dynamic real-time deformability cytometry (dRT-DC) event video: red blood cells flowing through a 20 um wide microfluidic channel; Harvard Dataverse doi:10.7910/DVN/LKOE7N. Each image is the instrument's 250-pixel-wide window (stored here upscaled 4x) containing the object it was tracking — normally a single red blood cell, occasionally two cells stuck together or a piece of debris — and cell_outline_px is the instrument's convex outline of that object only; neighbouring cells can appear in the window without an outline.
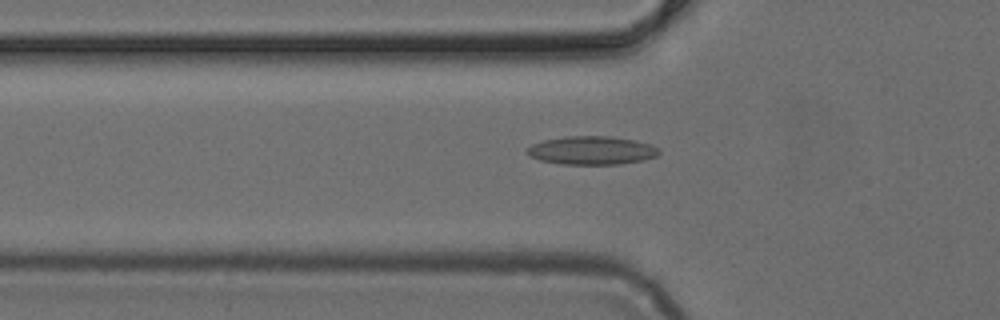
{"species": "common noctule bat (a hibernating species)", "species_latin": "Nyctalus noctula", "temperature_condition": "cold", "stored_images_in_passage": 50, "camera_frame_rate_fps": 3000, "um_per_image_px": 0.085, "animal": {"sex": "female", "body_mass_g": 24.6, "forearm_length_mm": 56.2}, "frame": {"image": 1, "passage_image": 17, "time_ms": 5.333, "image_size_px": [1000, 320], "cell_outline_px": [[660, 152], [656, 156], [644, 160], [620, 164], [560, 164], [540, 160], [528, 156], [524, 152], [532, 144], [544, 140], [564, 136], [608, 136], [636, 140], [652, 144], [660, 148]], "centroid_in_image_um": [50.3, 12.78], "position_along_channel_um": 75.5, "area_um2": 22.08}}
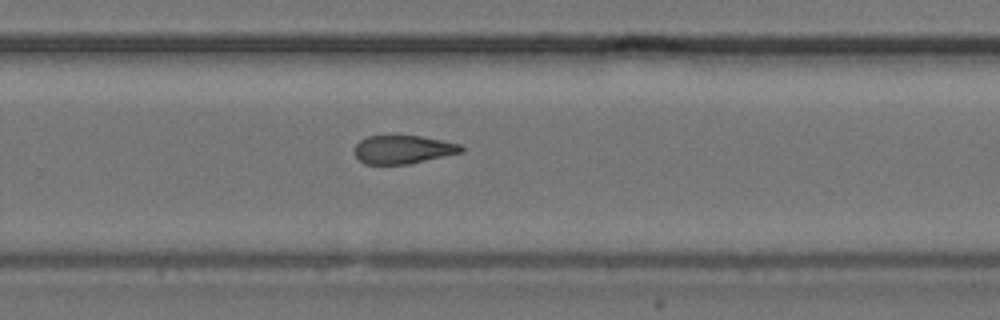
{"frame": {"image": 2, "passage_image": 33, "time_ms": 10.667, "image_size_px": [1000, 320], "cell_outline_px": [[464, 152], [408, 164], [364, 164], [356, 156], [356, 144], [360, 140], [368, 136], [388, 132], [392, 132], [420, 136], [460, 144], [464, 148]], "centroid_in_image_um": [34.24, 12.66], "position_along_channel_um": 295.6, "area_um2": 18.26}}
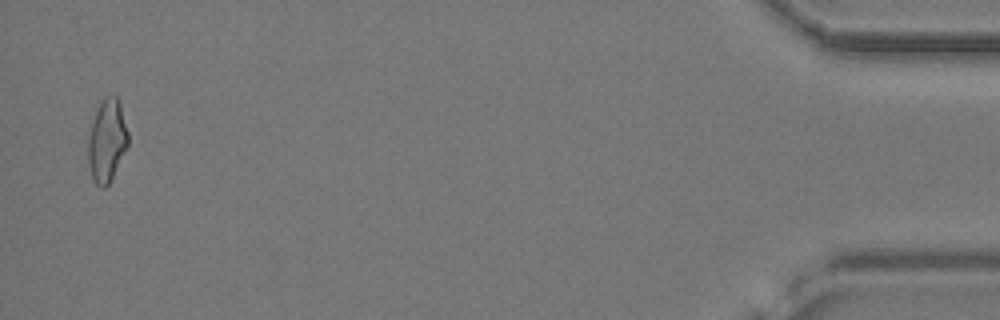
{"frame": {"image": 3, "passage_image": 49, "time_ms": 16.0, "image_size_px": [1000, 320], "cell_outline_px": [[128, 148], [112, 180], [104, 188], [100, 188], [92, 180], [88, 164], [88, 136], [96, 112], [104, 96], [116, 96], [120, 104], [128, 132]], "centroid_in_image_um": [9.1, 12.03], "position_along_channel_um": 426.1, "area_um2": 19.42}}